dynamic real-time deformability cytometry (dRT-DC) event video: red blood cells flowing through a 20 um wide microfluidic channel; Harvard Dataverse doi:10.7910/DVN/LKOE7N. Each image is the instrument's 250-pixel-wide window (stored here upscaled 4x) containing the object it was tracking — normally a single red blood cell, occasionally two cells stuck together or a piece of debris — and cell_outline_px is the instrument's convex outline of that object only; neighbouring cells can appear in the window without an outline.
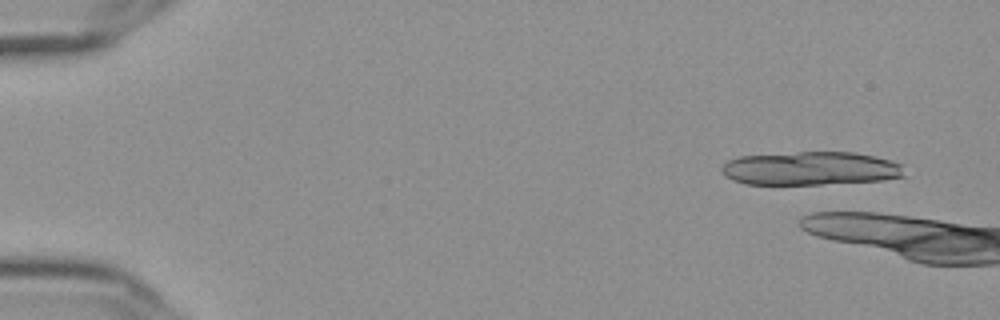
{"species": "Egyptian fruit bat (a non-hibernating species)", "species_latin": "Rousettus aegyptiacus", "temperature_condition": "cold", "stored_images_in_passage": 6, "camera_frame_rate_fps": 3000, "um_per_image_px": 0.085, "frame": {"image": 1, "passage_image": 1, "time_ms": 0.0, "image_size_px": [1000, 320], "cell_outline_px": [[904, 176], [880, 180], [820, 184], [744, 184], [732, 180], [724, 176], [720, 172], [720, 168], [728, 160], [740, 156], [800, 152], [856, 152], [876, 156], [892, 160], [904, 164]], "centroid_in_image_um": [68.9, 14.31], "position_along_channel_um": 16.1, "area_um2": 35.89}}